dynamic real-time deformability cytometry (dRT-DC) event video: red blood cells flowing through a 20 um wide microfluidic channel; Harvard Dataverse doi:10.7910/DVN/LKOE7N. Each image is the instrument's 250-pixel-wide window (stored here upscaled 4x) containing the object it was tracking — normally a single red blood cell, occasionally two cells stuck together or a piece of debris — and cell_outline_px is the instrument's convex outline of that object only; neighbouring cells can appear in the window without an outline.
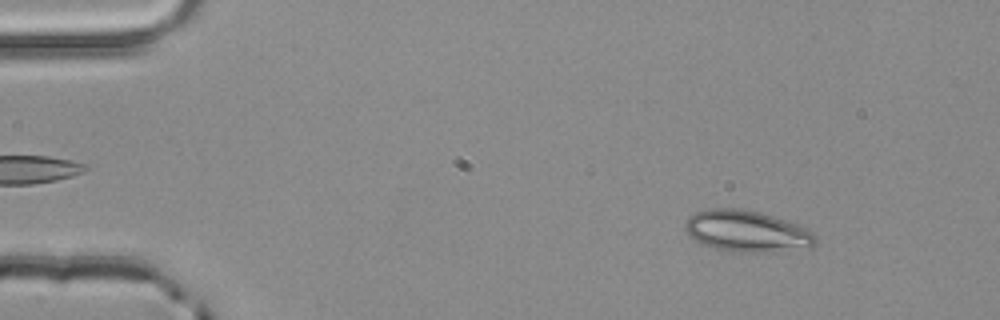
{"species": "common noctule bat (a hibernating species)", "species_latin": "Nyctalus noctula", "temperature_condition": "room temperature", "stored_images_in_passage": 4, "camera_frame_rate_fps": 3000, "um_per_image_px": 0.085, "animal": {"sex": "male", "body_mass_g": 20.4}, "frame": {"image": 1, "passage_image": 1, "time_ms": 0.0, "image_size_px": [1000, 320], "cell_outline_px": [[816, 244], [808, 248], [748, 252], [724, 252], [700, 244], [688, 236], [684, 228], [684, 220], [688, 216], [696, 212], [708, 208], [736, 208], [760, 212], [800, 224], [808, 228], [816, 236]], "centroid_in_image_um": [63.42, 19.64], "position_along_channel_um": 21.6, "area_um2": 31.96}}
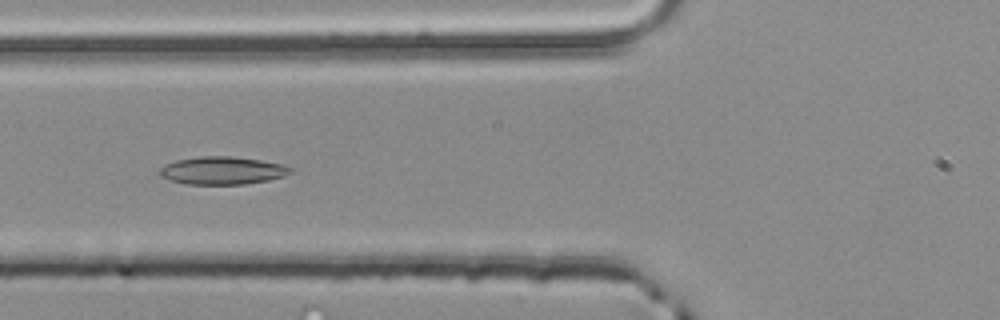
{"frame": {"image": 2, "passage_image": 4, "time_ms": 1.0, "image_size_px": [1000, 320], "cell_outline_px": [[292, 172], [284, 176], [268, 180], [244, 184], [188, 184], [172, 180], [160, 176], [160, 168], [164, 164], [176, 160], [200, 156], [232, 156], [260, 160], [280, 164], [292, 168]], "centroid_in_image_um": [18.89, 14.49], "position_along_channel_um": 106.9, "area_um2": 21.04}}